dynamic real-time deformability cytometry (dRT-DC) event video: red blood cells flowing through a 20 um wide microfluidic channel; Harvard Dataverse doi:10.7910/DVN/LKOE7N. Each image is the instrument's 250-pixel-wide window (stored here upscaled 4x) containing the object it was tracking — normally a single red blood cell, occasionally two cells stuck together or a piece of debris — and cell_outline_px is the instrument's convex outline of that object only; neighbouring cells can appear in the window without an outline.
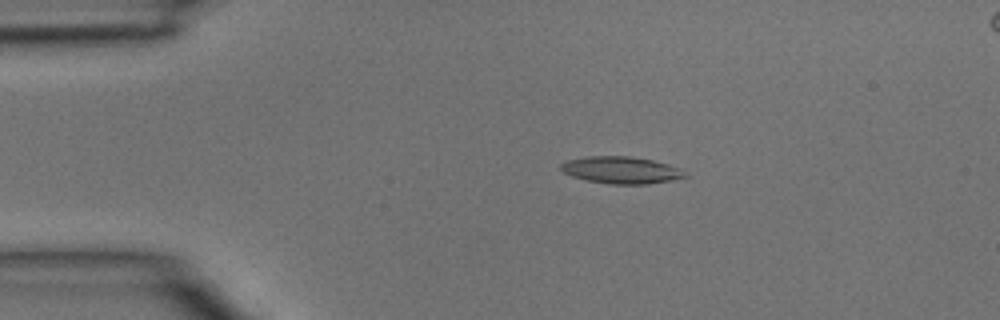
{"species": "common noctule bat (a hibernating species)", "species_latin": "Nyctalus noctula", "temperature_condition": "room temperature", "stored_images_in_passage": 4, "camera_frame_rate_fps": 3000, "um_per_image_px": 0.085, "animal": {"sex": "male", "body_mass_g": 15.6}, "frame": {"image": 1, "passage_image": 2, "time_ms": 0.333, "image_size_px": [1000, 320], "cell_outline_px": [[688, 176], [672, 180], [648, 184], [612, 184], [588, 180], [572, 176], [564, 172], [560, 168], [560, 164], [568, 160], [588, 156], [628, 156], [652, 160], [668, 164], [680, 168]], "centroid_in_image_um": [52.81, 14.45], "position_along_channel_um": 32.2, "area_um2": 19.36}}